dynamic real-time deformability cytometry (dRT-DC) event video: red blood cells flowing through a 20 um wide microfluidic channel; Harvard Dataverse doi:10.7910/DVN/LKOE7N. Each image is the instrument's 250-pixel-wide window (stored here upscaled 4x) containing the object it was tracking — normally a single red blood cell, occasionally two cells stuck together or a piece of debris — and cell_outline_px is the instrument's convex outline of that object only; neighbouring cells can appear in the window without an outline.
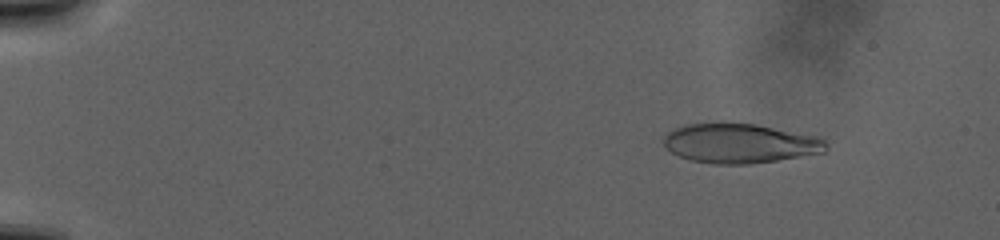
{"species": "human", "species_latin": "Homo sapiens", "temperature_condition": "warm", "stored_images_in_passage": 92, "camera_frame_rate_fps": 3000, "um_per_image_px": 0.085, "donor": {"sex": "male"}, "frame": {"image": 1, "passage_image": 14, "time_ms": 5.0, "image_size_px": [1000, 240], "cell_outline_px": [[828, 148], [824, 152], [752, 164], [712, 164], [692, 160], [680, 156], [672, 152], [664, 144], [664, 136], [668, 132], [684, 124], [756, 124], [824, 136], [828, 144]], "centroid_in_image_um": [62.99, 12.19], "position_along_channel_um": 22.0, "area_um2": 37.4}}
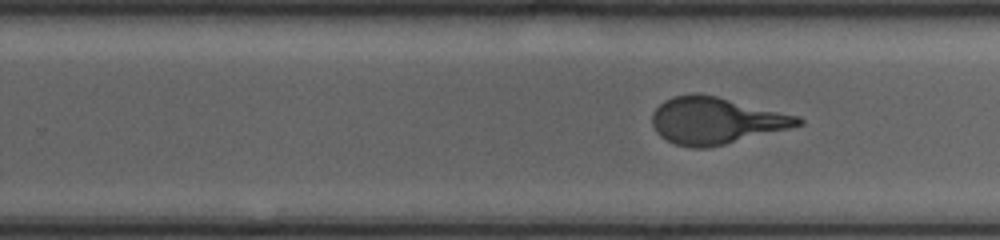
{"frame": {"image": 2, "passage_image": 60, "time_ms": 26.667, "image_size_px": [1000, 240], "cell_outline_px": [[804, 124], [708, 148], [692, 148], [676, 144], [660, 136], [656, 132], [652, 124], [652, 112], [664, 100], [672, 96], [692, 92], [716, 96], [800, 116], [804, 120]], "centroid_in_image_um": [60.82, 10.24], "position_along_channel_um": 269.0, "area_um2": 39.59}}
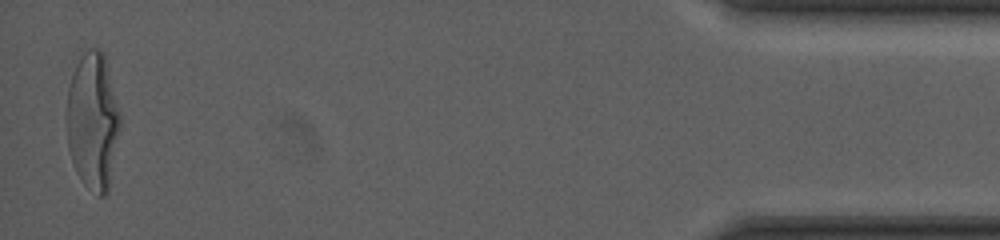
{"frame": {"image": 3, "passage_image": 92, "time_ms": 40.0, "image_size_px": [1000, 240], "cell_outline_px": [[120, 128], [108, 192], [104, 196], [96, 196], [84, 184], [76, 172], [68, 148], [68, 88], [76, 64], [80, 56], [88, 48], [96, 48], [104, 52], [120, 112]], "centroid_in_image_um": [7.91, 10.31], "position_along_channel_um": 427.3, "area_um2": 42.54}}